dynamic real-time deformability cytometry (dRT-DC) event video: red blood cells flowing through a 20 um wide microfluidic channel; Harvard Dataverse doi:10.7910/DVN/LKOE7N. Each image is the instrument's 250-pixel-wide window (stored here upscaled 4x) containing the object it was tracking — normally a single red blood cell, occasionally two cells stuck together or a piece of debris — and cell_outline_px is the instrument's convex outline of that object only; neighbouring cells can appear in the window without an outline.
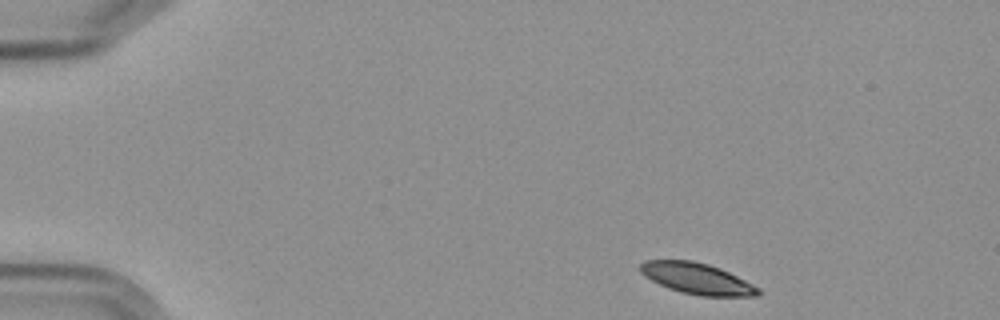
{"species": "Egyptian fruit bat (a non-hibernating species)", "species_latin": "Rousettus aegyptiacus", "temperature_condition": "cold", "stored_images_in_passage": 7, "camera_frame_rate_fps": 3000, "um_per_image_px": 0.085, "frame": {"image": 1, "passage_image": 1, "time_ms": 0.0, "image_size_px": [1000, 320], "cell_outline_px": [[764, 292], [760, 296], [700, 296], [680, 292], [668, 288], [644, 276], [640, 272], [640, 264], [644, 260], [692, 260], [708, 264], [720, 268], [760, 288]], "centroid_in_image_um": [59.26, 23.68], "position_along_channel_um": 25.7, "area_um2": 21.44}}
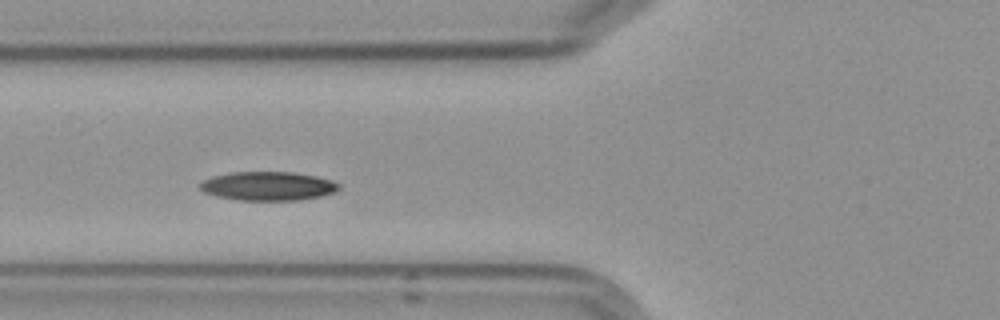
{"frame": {"image": 2, "passage_image": 5, "time_ms": 4.667, "image_size_px": [1000, 320], "cell_outline_px": [[340, 188], [336, 192], [320, 196], [300, 200], [236, 200], [216, 196], [204, 192], [196, 184], [212, 176], [232, 172], [292, 172], [316, 176], [332, 180], [340, 184]], "centroid_in_image_um": [22.77, 15.81], "position_along_channel_um": 103.0, "area_um2": 23.52}}
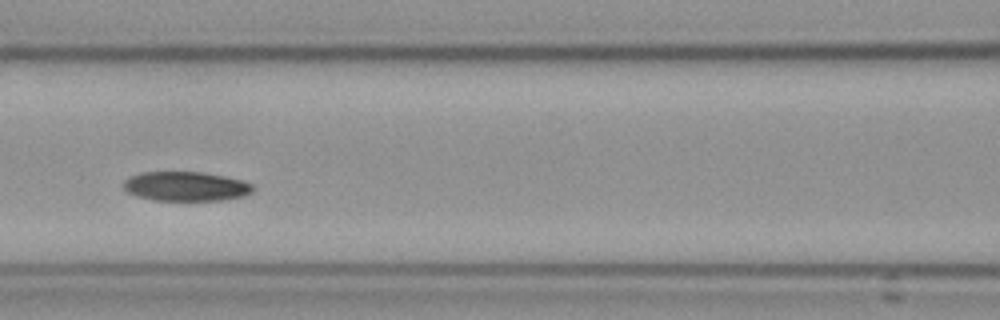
{"frame": {"image": 3, "passage_image": 6, "time_ms": 6.0, "image_size_px": [1000, 320], "cell_outline_px": [[256, 188], [252, 192], [244, 196], [224, 200], [152, 200], [136, 196], [128, 192], [120, 184], [128, 176], [140, 172], [200, 172], [224, 176], [244, 180], [252, 184]], "centroid_in_image_um": [15.78, 15.83], "position_along_channel_um": 150.8, "area_um2": 22.48}}